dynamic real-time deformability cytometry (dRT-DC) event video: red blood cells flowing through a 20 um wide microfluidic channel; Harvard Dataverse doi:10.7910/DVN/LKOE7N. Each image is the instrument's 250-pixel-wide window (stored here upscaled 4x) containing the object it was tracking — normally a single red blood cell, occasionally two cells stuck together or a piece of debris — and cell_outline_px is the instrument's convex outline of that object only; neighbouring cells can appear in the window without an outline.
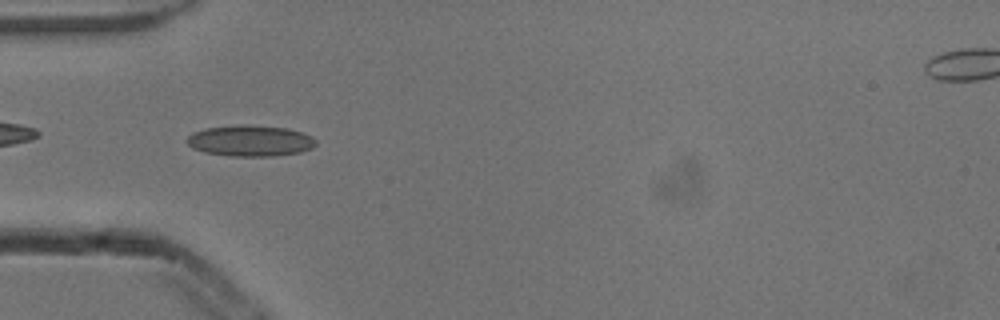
{"species": "common noctule bat (a hibernating species)", "species_latin": "Nyctalus noctula", "temperature_condition": "cold", "stored_images_in_passage": 4, "camera_frame_rate_fps": 3000, "um_per_image_px": 0.085, "animal": {"sex": "male", "body_mass_g": 13.3}, "frame": {"image": 1, "passage_image": 4, "time_ms": 1.0, "image_size_px": [1000, 320], "cell_outline_px": [[316, 144], [312, 148], [300, 152], [272, 156], [232, 156], [204, 152], [192, 148], [188, 144], [188, 136], [192, 132], [204, 128], [244, 124], [288, 128], [312, 136], [316, 140]], "centroid_in_image_um": [21.27, 11.96], "position_along_channel_um": 63.7, "area_um2": 23.35}}